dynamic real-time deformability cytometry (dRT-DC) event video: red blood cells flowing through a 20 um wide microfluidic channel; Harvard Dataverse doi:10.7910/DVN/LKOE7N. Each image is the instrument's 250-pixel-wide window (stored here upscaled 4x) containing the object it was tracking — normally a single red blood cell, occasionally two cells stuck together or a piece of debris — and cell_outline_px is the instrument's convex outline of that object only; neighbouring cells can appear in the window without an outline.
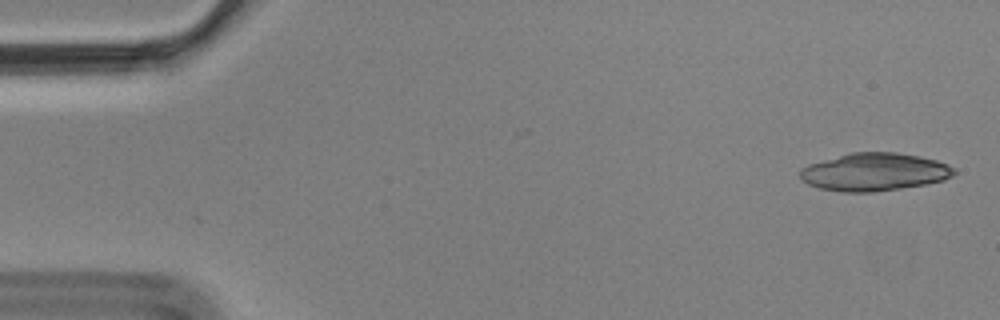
{"species": "Egyptian fruit bat (a non-hibernating species)", "species_latin": "Rousettus aegyptiacus", "temperature_condition": "cold", "stored_images_in_passage": 8, "camera_frame_rate_fps": 3000, "um_per_image_px": 0.085, "animal": {"sex": "male"}, "frame": {"image": 1, "passage_image": 1, "time_ms": 0.0, "image_size_px": [1000, 320], "cell_outline_px": [[956, 172], [952, 176], [944, 180], [924, 184], [900, 188], [872, 192], [844, 192], [820, 188], [808, 184], [800, 176], [800, 168], [808, 164], [852, 152], [896, 152], [920, 156], [936, 160], [948, 164], [956, 168]], "centroid_in_image_um": [74.34, 14.61], "position_along_channel_um": 10.7, "area_um2": 33.87}}